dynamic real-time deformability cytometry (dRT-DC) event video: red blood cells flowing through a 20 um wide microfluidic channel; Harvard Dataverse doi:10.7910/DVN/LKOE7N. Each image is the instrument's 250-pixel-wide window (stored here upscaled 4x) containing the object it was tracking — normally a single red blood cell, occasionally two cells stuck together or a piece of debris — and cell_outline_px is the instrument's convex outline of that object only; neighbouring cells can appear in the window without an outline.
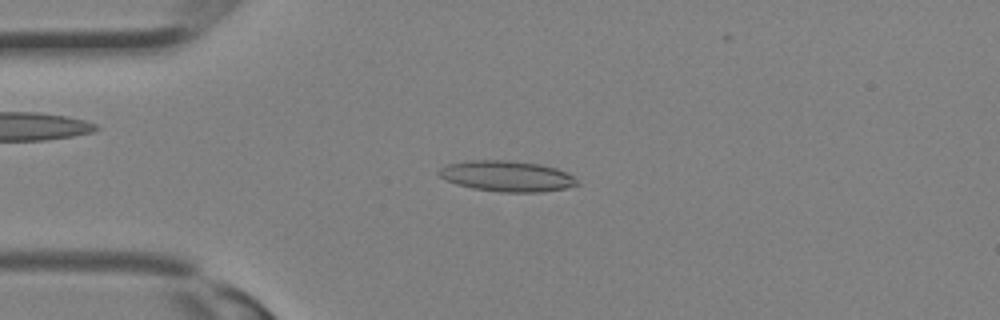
{"species": "Egyptian fruit bat (a non-hibernating species)", "species_latin": "Rousettus aegyptiacus", "temperature_condition": "room temperature", "stored_images_in_passage": 31, "camera_frame_rate_fps": 3000, "um_per_image_px": 0.085, "animal": {"sex": "female"}, "frame": {"image": 1, "passage_image": 7, "time_ms": 2.0, "image_size_px": [1000, 320], "cell_outline_px": [[580, 184], [564, 188], [544, 192], [500, 192], [472, 188], [456, 184], [440, 176], [436, 172], [440, 168], [448, 164], [468, 160], [508, 160], [540, 164], [556, 168], [568, 172]], "centroid_in_image_um": [43.08, 14.97], "position_along_channel_um": 41.9, "area_um2": 24.8}}
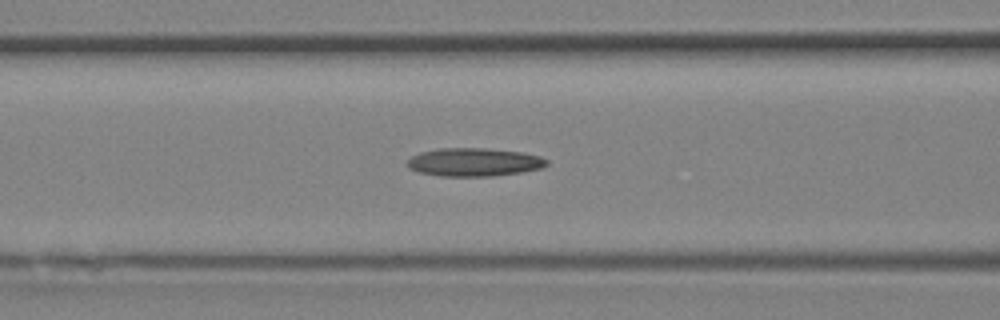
{"frame": {"image": 2, "passage_image": 12, "time_ms": 3.667, "image_size_px": [1000, 320], "cell_outline_px": [[548, 164], [540, 168], [520, 172], [492, 176], [440, 176], [420, 172], [408, 168], [408, 160], [412, 156], [420, 152], [440, 148], [488, 148], [524, 152], [540, 156], [548, 160]], "centroid_in_image_um": [40.31, 13.77], "position_along_channel_um": 126.3, "area_um2": 22.95}}
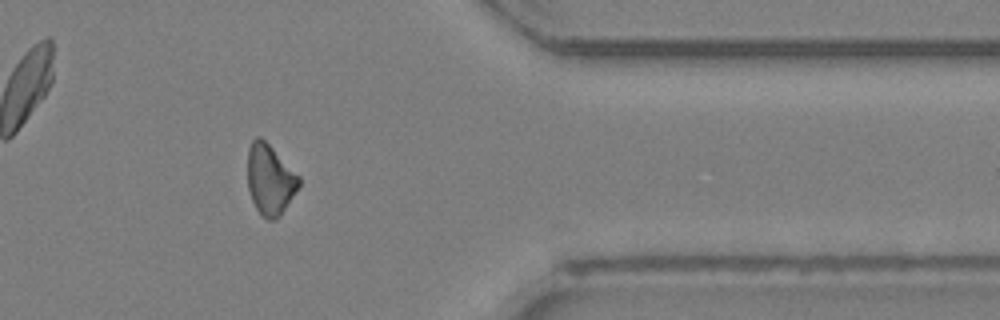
{"frame": {"image": 3, "passage_image": 25, "time_ms": 8.0, "image_size_px": [1000, 320], "cell_outline_px": [[300, 184], [280, 216], [276, 220], [268, 220], [256, 208], [252, 200], [248, 188], [248, 148], [252, 140], [256, 136], [260, 136], [300, 176]], "centroid_in_image_um": [22.94, 15.26], "position_along_channel_um": 388.5, "area_um2": 20.81}}